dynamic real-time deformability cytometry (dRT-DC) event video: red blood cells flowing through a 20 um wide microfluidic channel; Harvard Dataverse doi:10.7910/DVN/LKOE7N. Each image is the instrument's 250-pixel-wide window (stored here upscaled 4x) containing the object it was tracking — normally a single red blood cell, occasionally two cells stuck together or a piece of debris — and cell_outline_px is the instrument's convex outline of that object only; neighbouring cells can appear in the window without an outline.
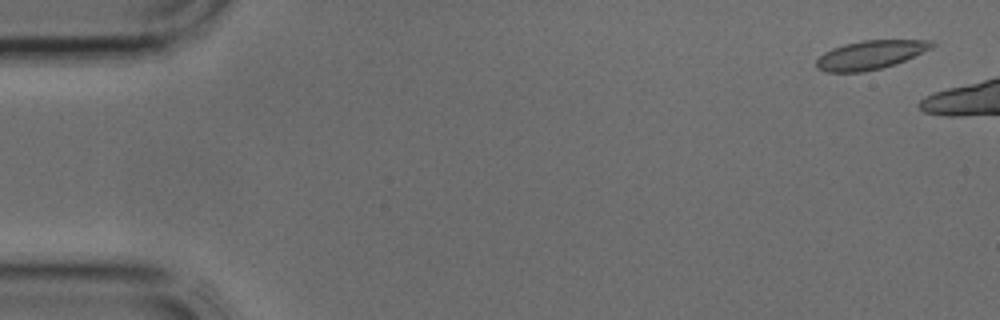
{"species": "common noctule bat (a hibernating species)", "species_latin": "Nyctalus noctula", "temperature_condition": "cold", "stored_images_in_passage": 5, "camera_frame_rate_fps": 3000, "um_per_image_px": 0.085, "animal": {"sex": "male", "body_mass_g": 17.9, "forearm_length_mm": 54.2}, "frame": {"image": 1, "passage_image": 1, "time_ms": 0.0, "image_size_px": [1000, 320], "cell_outline_px": [[936, 44], [932, 48], [896, 64], [864, 72], [828, 72], [816, 68], [816, 60], [824, 52], [832, 48], [844, 44], [864, 40], [936, 40]], "centroid_in_image_um": [74.0, 4.66], "position_along_channel_um": 11.0, "area_um2": 19.42}}